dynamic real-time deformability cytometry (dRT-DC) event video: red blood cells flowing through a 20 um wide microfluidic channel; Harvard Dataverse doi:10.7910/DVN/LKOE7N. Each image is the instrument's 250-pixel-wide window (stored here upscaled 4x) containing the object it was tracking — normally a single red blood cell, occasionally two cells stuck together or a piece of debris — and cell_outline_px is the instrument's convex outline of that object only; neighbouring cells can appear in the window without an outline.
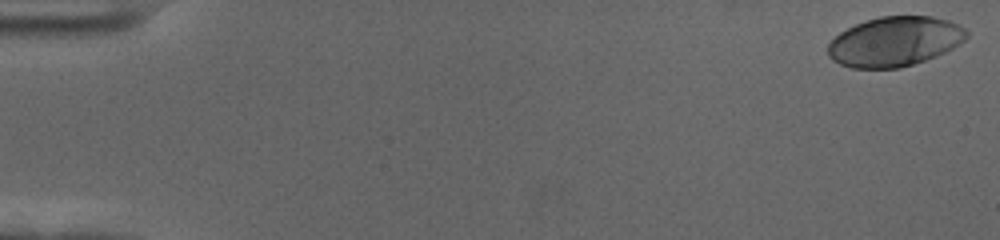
{"species": "human", "species_latin": "Homo sapiens", "temperature_condition": "cold", "stored_images_in_passage": 58, "camera_frame_rate_fps": 3000, "um_per_image_px": 0.085, "donor": {"sex": "female"}, "frame": {"image": 1, "passage_image": 1, "time_ms": 0.0, "image_size_px": [1000, 240], "cell_outline_px": [[968, 36], [964, 40], [952, 48], [936, 56], [900, 68], [852, 68], [840, 64], [832, 60], [828, 56], [828, 44], [840, 32], [856, 24], [880, 16], [932, 16], [948, 20], [964, 28], [968, 32]], "centroid_in_image_um": [76.04, 3.53], "position_along_channel_um": 9.0, "area_um2": 39.88}}
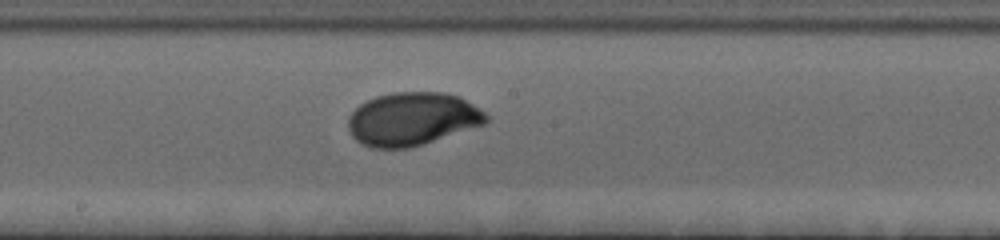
{"frame": {"image": 2, "passage_image": 32, "time_ms": 10.333, "image_size_px": [1000, 240], "cell_outline_px": [[488, 120], [484, 124], [408, 148], [372, 148], [360, 144], [352, 136], [348, 128], [348, 116], [360, 104], [376, 96], [392, 92], [444, 92], [460, 96], [484, 112], [488, 116]], "centroid_in_image_um": [35.01, 10.1], "position_along_channel_um": 213.2, "area_um2": 42.54}}
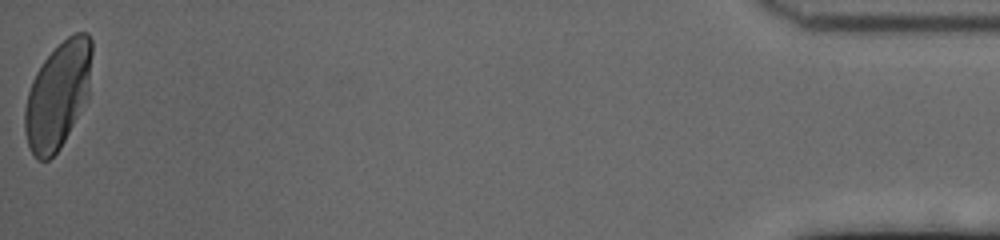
{"frame": {"image": 3, "passage_image": 58, "time_ms": 19.0, "image_size_px": [1000, 240], "cell_outline_px": [[92, 56], [88, 100], [60, 148], [48, 160], [36, 160], [28, 144], [24, 132], [24, 108], [28, 92], [32, 80], [36, 72], [44, 60], [68, 36], [76, 32], [88, 32], [92, 40]], "centroid_in_image_um": [4.93, 8.09], "position_along_channel_um": 430.3, "area_um2": 41.85}, "authors_computed_cell_mechanics": {"area_um2": 40.6623, "velocity_mm_per_s": 3.5117, "shape_relaxation_time_tau1_ms": 2.6331, "shape_relaxation_time_tau2_ms": null, "deformation_change_tau1": 0.159, "deformation_change_tau2": null}}